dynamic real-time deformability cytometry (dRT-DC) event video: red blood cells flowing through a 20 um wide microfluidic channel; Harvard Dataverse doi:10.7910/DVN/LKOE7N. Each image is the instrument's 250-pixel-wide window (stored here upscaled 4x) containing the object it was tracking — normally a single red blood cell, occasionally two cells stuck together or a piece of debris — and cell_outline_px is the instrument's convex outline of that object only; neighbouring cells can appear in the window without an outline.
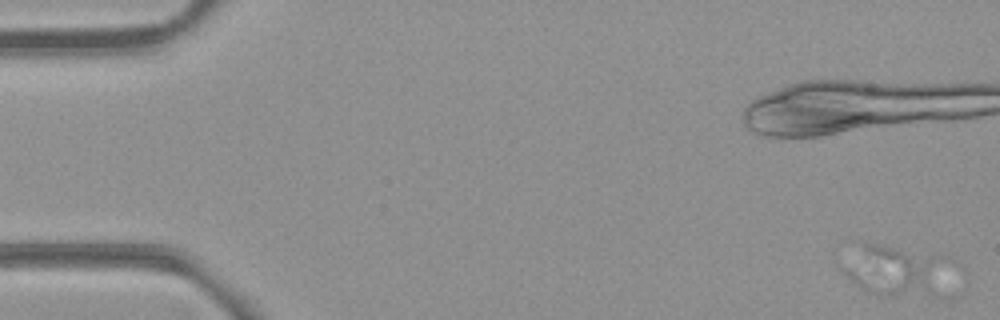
{"species": "common noctule bat (a hibernating species)", "species_latin": "Nyctalus noctula", "temperature_condition": "room temperature", "stored_images_in_passage": 7, "camera_frame_rate_fps": 3000, "um_per_image_px": 0.085, "animal": {"sex": "female", "body_mass_g": 21.9}, "frame": {"image": 1, "passage_image": 1, "time_ms": 0.0, "image_size_px": [1000, 320], "cell_outline_px": [[964, 296], [880, 296], [856, 284], [840, 272], [836, 268], [836, 264], [864, 244], [872, 244], [888, 248], [900, 252], [964, 292]], "centroid_in_image_um": [75.9, 23.29], "position_along_channel_um": 9.1, "area_um2": 28.5}}